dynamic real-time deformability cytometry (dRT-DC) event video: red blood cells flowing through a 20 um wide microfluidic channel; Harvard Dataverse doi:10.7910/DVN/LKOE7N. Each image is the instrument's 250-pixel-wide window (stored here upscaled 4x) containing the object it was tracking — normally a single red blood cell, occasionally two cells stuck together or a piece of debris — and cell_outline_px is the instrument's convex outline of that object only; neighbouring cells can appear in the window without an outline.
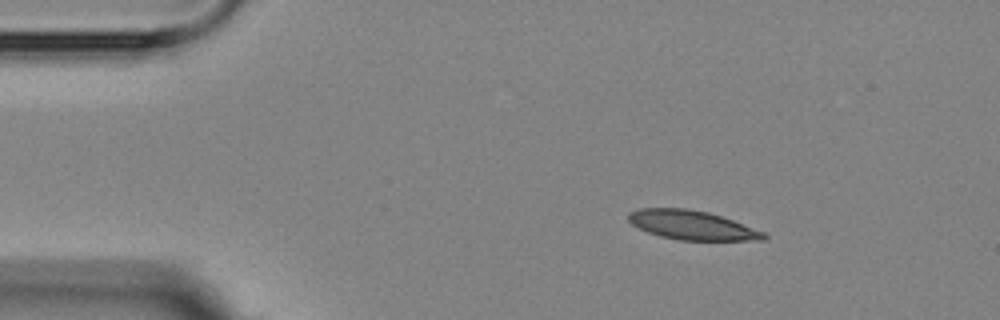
{"species": "Egyptian fruit bat (a non-hibernating species)", "species_latin": "Rousettus aegyptiacus", "temperature_condition": "room temperature", "stored_images_in_passage": 4, "segment_of_instrument_passage": [1, 2], "camera_frame_rate_fps": 3000, "um_per_image_px": 0.085, "animal": {"sex": "female"}, "frame": {"image": 1, "passage_image": 1, "time_ms": 0.0, "image_size_px": [1000, 320], "cell_outline_px": [[768, 236], [764, 240], [680, 240], [660, 236], [648, 232], [632, 224], [628, 220], [628, 212], [640, 208], [684, 208], [708, 212], [732, 220], [764, 232]], "centroid_in_image_um": [58.79, 19.13], "position_along_channel_um": 26.2, "area_um2": 22.77}}